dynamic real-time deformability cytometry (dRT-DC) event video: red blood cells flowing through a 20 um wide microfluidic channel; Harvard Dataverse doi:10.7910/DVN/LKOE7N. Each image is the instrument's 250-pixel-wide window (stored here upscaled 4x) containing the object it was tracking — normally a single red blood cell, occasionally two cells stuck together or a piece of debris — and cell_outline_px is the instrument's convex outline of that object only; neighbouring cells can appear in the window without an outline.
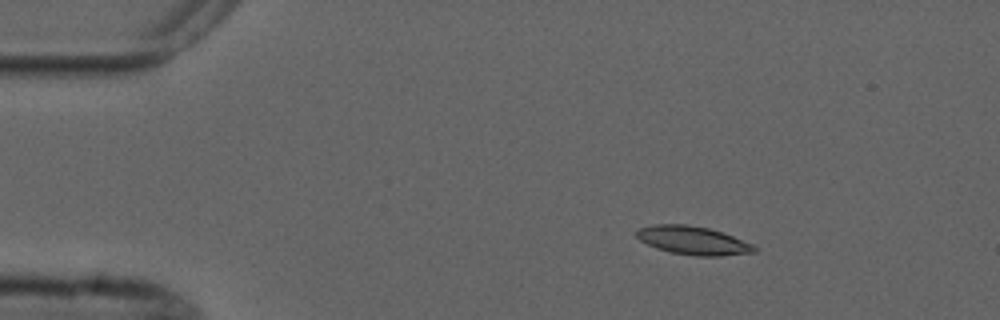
{"species": "common noctule bat (a hibernating species)", "species_latin": "Nyctalus noctula", "temperature_condition": "cold", "stored_images_in_passage": 5, "camera_frame_rate_fps": 3000, "um_per_image_px": 0.085, "animal": {"sex": "male", "forearm_length_mm": 52.5}, "frame": {"image": 1, "passage_image": 2, "time_ms": 2.0, "image_size_px": [1000, 320], "cell_outline_px": [[756, 252], [720, 256], [696, 256], [672, 252], [656, 248], [640, 240], [636, 236], [636, 228], [656, 224], [688, 224], [708, 228], [732, 236], [752, 244], [756, 248]], "centroid_in_image_um": [58.87, 20.43], "position_along_channel_um": 26.1, "area_um2": 19.36}}